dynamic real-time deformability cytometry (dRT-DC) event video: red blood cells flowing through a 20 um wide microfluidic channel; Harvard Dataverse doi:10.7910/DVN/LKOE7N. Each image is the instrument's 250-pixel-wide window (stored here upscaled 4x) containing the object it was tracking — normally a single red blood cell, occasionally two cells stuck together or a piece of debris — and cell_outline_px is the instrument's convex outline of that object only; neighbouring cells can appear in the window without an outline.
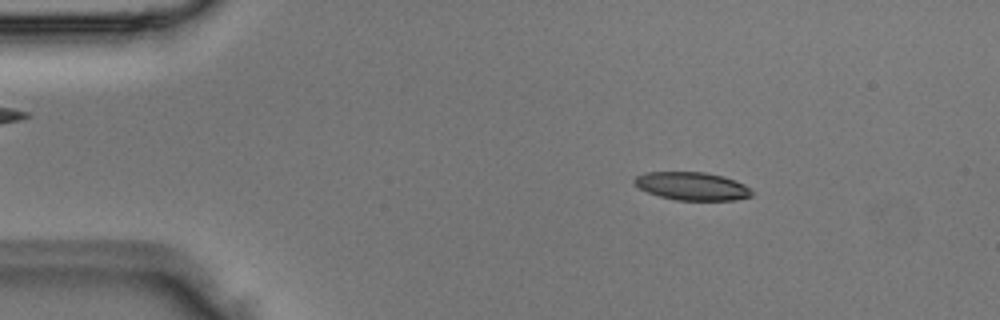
{"species": "Egyptian fruit bat (a non-hibernating species)", "species_latin": "Rousettus aegyptiacus", "temperature_condition": "room temperature", "stored_images_in_passage": 4, "camera_frame_rate_fps": 3000, "um_per_image_px": 0.085, "animal": {"sex": "male"}, "frame": {"image": 1, "passage_image": 2, "time_ms": 0.333, "image_size_px": [1000, 320], "cell_outline_px": [[756, 192], [752, 196], [736, 200], [676, 200], [660, 196], [648, 192], [640, 188], [632, 180], [636, 176], [644, 172], [704, 172], [724, 176], [744, 184]], "centroid_in_image_um": [58.87, 15.82], "position_along_channel_um": 26.1, "area_um2": 19.31}}